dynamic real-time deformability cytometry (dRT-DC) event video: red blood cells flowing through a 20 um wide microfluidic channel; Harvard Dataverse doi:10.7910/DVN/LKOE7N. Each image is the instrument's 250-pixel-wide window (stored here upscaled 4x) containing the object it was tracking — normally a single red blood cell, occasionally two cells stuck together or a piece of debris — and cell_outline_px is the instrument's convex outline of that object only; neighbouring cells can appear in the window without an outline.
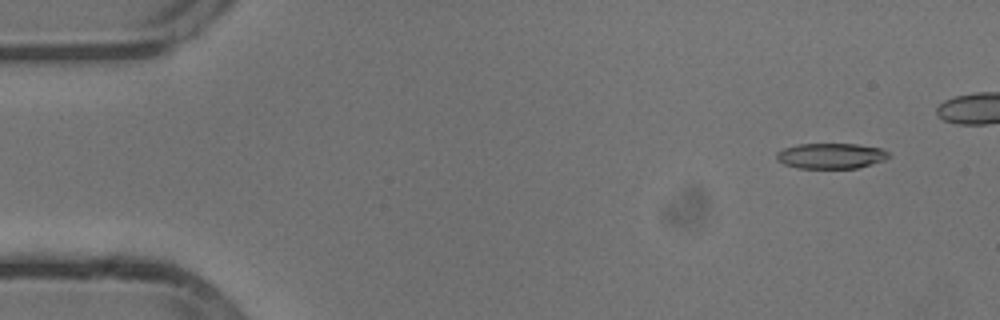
{"species": "common noctule bat (a hibernating species)", "species_latin": "Nyctalus noctula", "temperature_condition": "cold", "stored_images_in_passage": 47, "camera_frame_rate_fps": 3000, "um_per_image_px": 0.085, "animal": {"sex": "male", "body_mass_g": 13.3}, "frame": {"image": 1, "passage_image": 4, "time_ms": 1.0, "image_size_px": [1000, 320], "cell_outline_px": [[892, 156], [884, 160], [856, 168], [800, 168], [784, 164], [776, 160], [776, 152], [784, 148], [800, 144], [856, 144], [880, 148], [888, 152]], "centroid_in_image_um": [70.62, 13.25], "position_along_channel_um": 14.4, "area_um2": 16.59}}
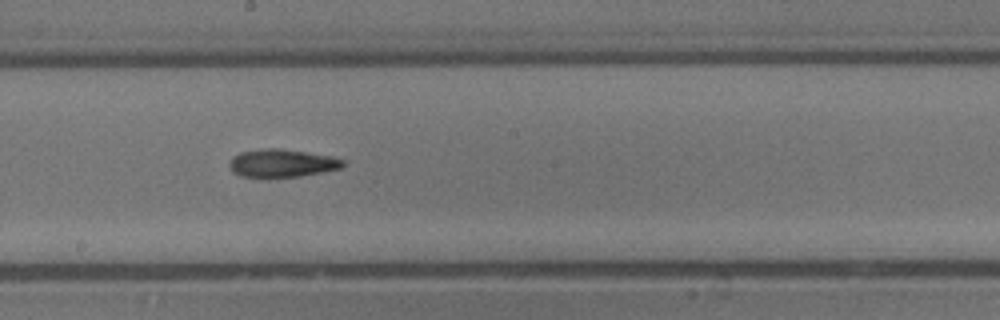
{"frame": {"image": 2, "passage_image": 29, "time_ms": 9.333, "image_size_px": [1000, 320], "cell_outline_px": [[344, 164], [340, 168], [300, 176], [240, 176], [232, 172], [228, 164], [228, 160], [232, 156], [240, 152], [264, 148], [280, 148], [332, 156], [344, 160]], "centroid_in_image_um": [23.91, 13.84], "position_along_channel_um": 224.3, "area_um2": 18.32}}
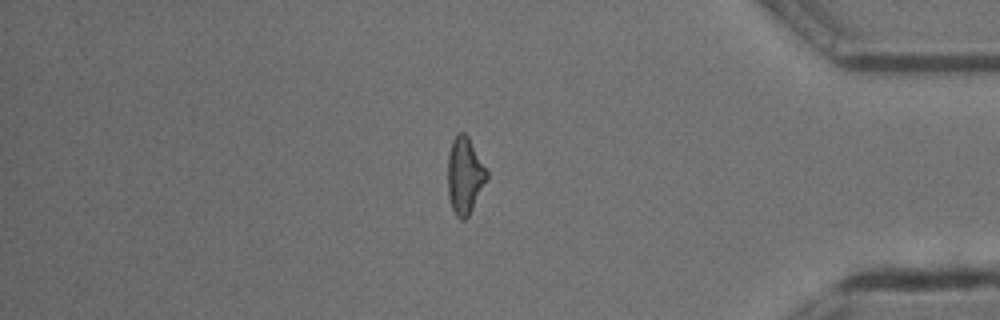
{"frame": {"image": 3, "passage_image": 45, "time_ms": 14.667, "image_size_px": [1000, 320], "cell_outline_px": [[488, 176], [468, 216], [464, 220], [460, 220], [456, 216], [452, 208], [448, 196], [448, 156], [452, 140], [456, 132], [464, 132], [468, 136], [488, 168]], "centroid_in_image_um": [39.5, 14.87], "position_along_channel_um": 395.7, "area_um2": 17.57}, "authors_computed_cell_mechanics": {"area_um2": 17.918, "velocity_mm_per_s": 3.8322, "shape_relaxation_time_tau1_ms": 10.9938, "shape_relaxation_time_tau2_ms": 5.6977, "deformation_change_tau1": 0.236, "deformation_change_tau2": 0.1771}}